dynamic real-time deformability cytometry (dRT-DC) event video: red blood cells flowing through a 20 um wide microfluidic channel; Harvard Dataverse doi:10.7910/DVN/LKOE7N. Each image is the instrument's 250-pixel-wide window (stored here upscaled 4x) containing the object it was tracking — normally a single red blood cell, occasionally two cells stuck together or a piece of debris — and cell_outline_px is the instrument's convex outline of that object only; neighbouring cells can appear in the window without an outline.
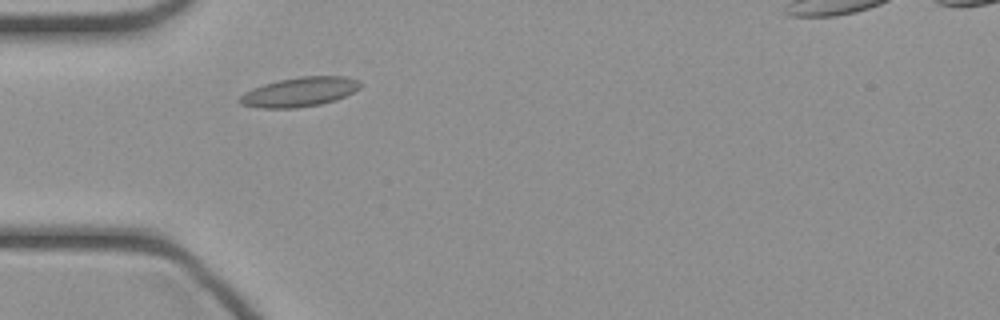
{"species": "common noctule bat (a hibernating species)", "species_latin": "Nyctalus noctula", "temperature_condition": "cold", "stored_images_in_passage": 30, "camera_frame_rate_fps": 3000, "um_per_image_px": 0.085, "animal": {"sex": "female", "body_mass_g": 21.9}, "frame": {"image": 1, "passage_image": 1, "time_ms": 0.0, "image_size_px": [1000, 320], "cell_outline_px": [[360, 88], [336, 100], [320, 104], [296, 108], [260, 108], [240, 104], [236, 100], [244, 92], [252, 88], [264, 84], [280, 80], [300, 76], [348, 76], [360, 80]], "centroid_in_image_um": [25.45, 7.81], "position_along_channel_um": 59.6, "area_um2": 20.75}}
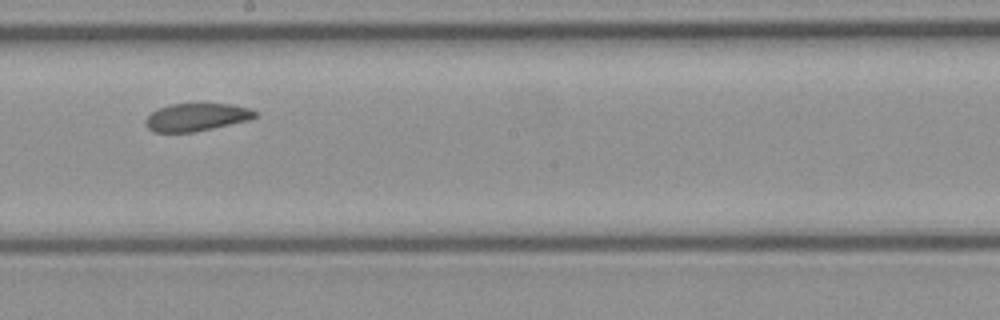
{"frame": {"image": 2, "passage_image": 13, "time_ms": 4.0, "image_size_px": [1000, 320], "cell_outline_px": [[256, 116], [248, 120], [196, 132], [152, 132], [144, 124], [144, 120], [152, 112], [160, 108], [172, 104], [228, 104], [248, 108], [256, 112]], "centroid_in_image_um": [16.65, 9.97], "position_along_channel_um": 231.5, "area_um2": 17.51}}
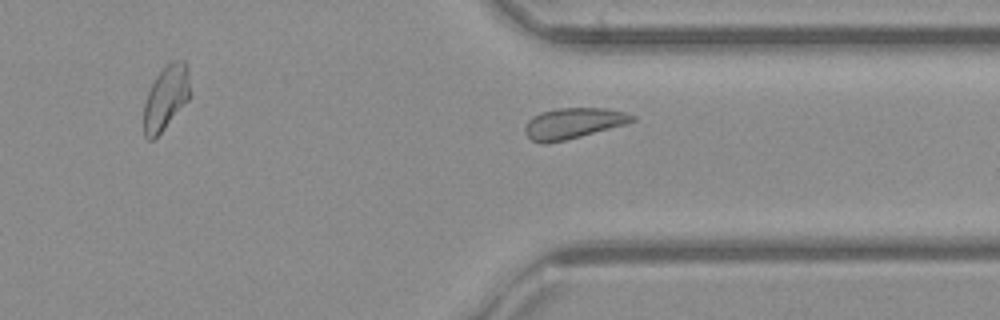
{"frame": {"image": 3, "passage_image": 22, "time_ms": 7.0, "image_size_px": [1000, 320], "cell_outline_px": [[636, 120], [624, 124], [580, 136], [548, 144], [544, 144], [532, 140], [524, 132], [524, 128], [528, 120], [532, 116], [540, 112], [560, 108], [608, 108], [624, 112], [636, 116]], "centroid_in_image_um": [48.69, 10.47], "position_along_channel_um": 362.7, "area_um2": 19.07}}